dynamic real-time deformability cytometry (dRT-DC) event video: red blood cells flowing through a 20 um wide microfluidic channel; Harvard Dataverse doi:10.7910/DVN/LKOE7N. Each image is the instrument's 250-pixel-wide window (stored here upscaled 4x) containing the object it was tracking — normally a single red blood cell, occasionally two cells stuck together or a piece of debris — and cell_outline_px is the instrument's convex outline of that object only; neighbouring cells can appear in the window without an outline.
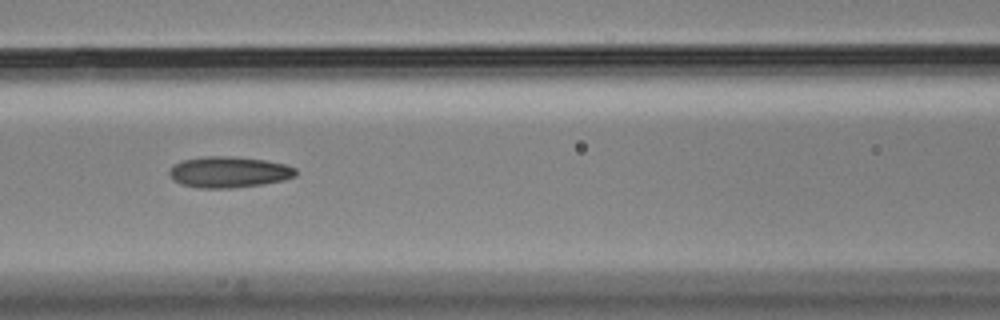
{"species": "Egyptian fruit bat (a non-hibernating species)", "species_latin": "Rousettus aegyptiacus", "temperature_condition": "cold", "stored_images_in_passage": 14, "camera_frame_rate_fps": 3000, "um_per_image_px": 0.085, "animal": {"sex": "male"}, "frame": {"image": 1, "passage_image": 7, "time_ms": 2.0, "image_size_px": [1000, 320], "cell_outline_px": [[296, 176], [284, 180], [260, 184], [228, 188], [196, 188], [180, 184], [172, 180], [168, 172], [172, 164], [184, 160], [204, 156], [232, 156], [264, 160], [284, 164], [296, 168]], "centroid_in_image_um": [19.4, 14.62], "position_along_channel_um": 147.2, "area_um2": 22.95}}
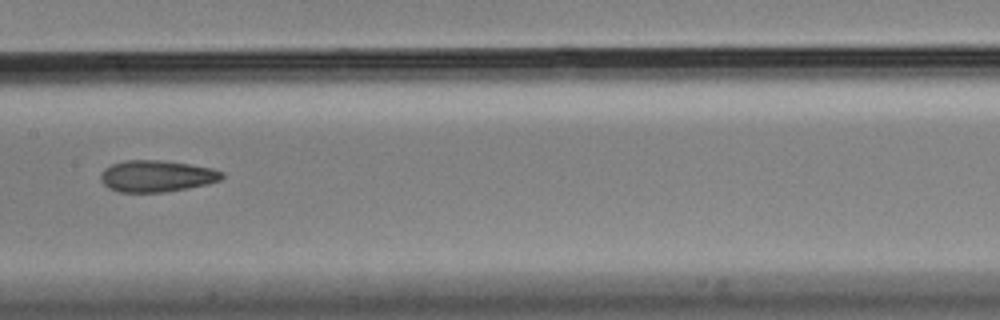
{"frame": {"image": 2, "passage_image": 8, "time_ms": 2.333, "image_size_px": [1000, 320], "cell_outline_px": [[224, 176], [220, 180], [208, 184], [188, 188], [164, 192], [120, 192], [108, 188], [100, 180], [100, 172], [104, 168], [112, 164], [124, 160], [160, 160], [188, 164], [212, 168], [224, 172]], "centroid_in_image_um": [13.3, 14.97], "position_along_channel_um": 194.1, "area_um2": 22.43}}
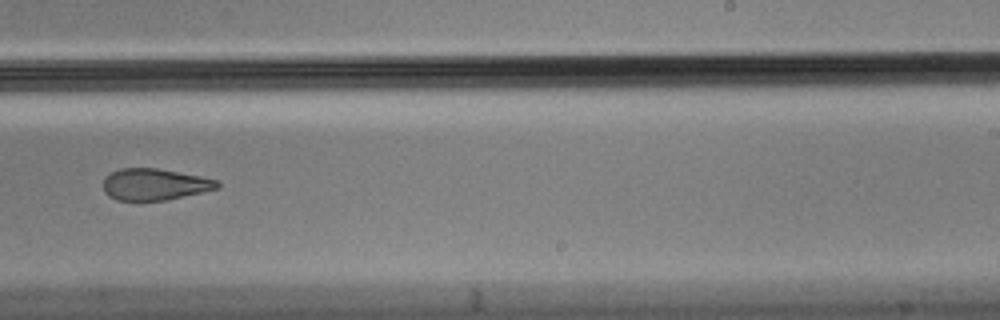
{"frame": {"image": 3, "passage_image": 10, "time_ms": 3.0, "image_size_px": [1000, 320], "cell_outline_px": [[220, 188], [164, 200], [116, 200], [108, 196], [104, 192], [104, 180], [112, 172], [120, 168], [156, 168], [200, 176], [216, 180], [220, 184]], "centroid_in_image_um": [13.13, 15.67], "position_along_channel_um": 275.9, "area_um2": 20.69}}